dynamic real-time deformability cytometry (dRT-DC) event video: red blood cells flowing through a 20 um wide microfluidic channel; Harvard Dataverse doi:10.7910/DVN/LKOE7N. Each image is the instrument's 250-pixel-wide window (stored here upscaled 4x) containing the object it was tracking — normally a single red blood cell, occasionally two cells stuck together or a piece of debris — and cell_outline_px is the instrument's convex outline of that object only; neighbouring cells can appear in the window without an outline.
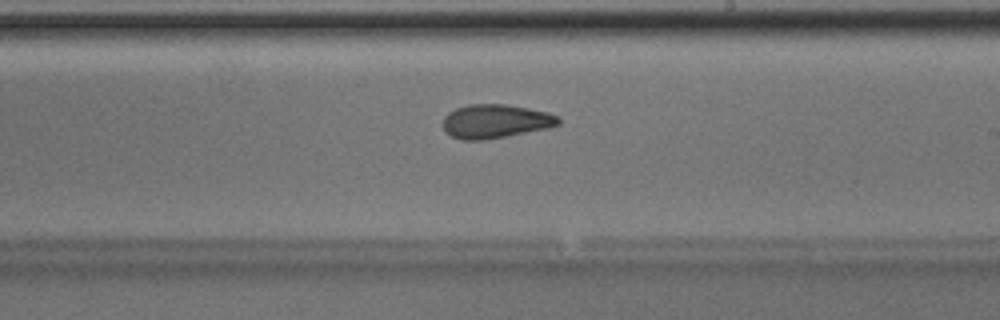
{"species": "Egyptian fruit bat (a non-hibernating species)", "species_latin": "Rousettus aegyptiacus", "temperature_condition": "room temperature", "stored_images_in_passage": 45, "camera_frame_rate_fps": 3000, "um_per_image_px": 0.085, "animal": {"sex": "male"}, "frame": {"image": 1, "passage_image": 26, "time_ms": 8.333, "image_size_px": [1000, 320], "cell_outline_px": [[560, 124], [548, 128], [484, 140], [460, 140], [444, 132], [440, 124], [444, 116], [448, 112], [456, 108], [468, 104], [508, 104], [548, 112], [560, 116]], "centroid_in_image_um": [42.07, 10.3], "position_along_channel_um": 246.9, "area_um2": 23.12}, "authors_computed_cell_mechanics": {"area_um2": 22.7154, "velocity_mm_per_s": 4.0156, "shape_relaxation_time_tau1_ms": 6.731, "shape_relaxation_time_tau2_ms": 1.9975, "deformation_change_tau1": 0.166, "deformation_change_tau2": 0.0868}}